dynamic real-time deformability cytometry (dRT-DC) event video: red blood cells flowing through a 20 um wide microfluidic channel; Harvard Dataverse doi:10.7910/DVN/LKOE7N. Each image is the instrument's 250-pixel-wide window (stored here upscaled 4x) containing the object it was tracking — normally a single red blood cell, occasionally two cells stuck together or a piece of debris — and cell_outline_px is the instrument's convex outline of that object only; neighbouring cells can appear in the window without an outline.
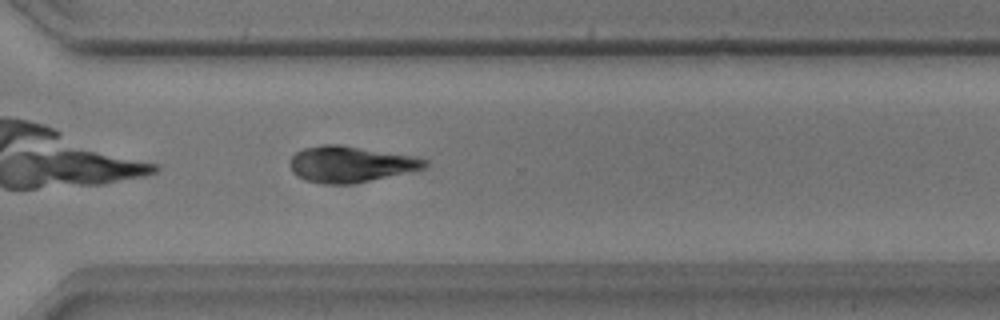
{"species": "common noctule bat (a hibernating species)", "species_latin": "Nyctalus noctula", "temperature_condition": "warm", "stored_images_in_passage": 26, "camera_frame_rate_fps": 3000, "um_per_image_px": 0.085, "animal": {"sex": "male", "body_mass_g": 17.9}, "frame": {"image": 1, "passage_image": 22, "time_ms": 7.0, "image_size_px": [1000, 320], "cell_outline_px": [[428, 168], [352, 184], [320, 184], [304, 180], [296, 176], [292, 172], [288, 164], [292, 156], [296, 152], [304, 148], [324, 144], [340, 144], [416, 156], [428, 160]], "centroid_in_image_um": [29.79, 13.95], "position_along_channel_um": 340.8, "area_um2": 28.84}, "authors_computed_cell_mechanics": {"area_um2": 28.1775, "velocity_mm_per_s": 3.8747, "shape_relaxation_time_tau1_ms": 4.539, "shape_relaxation_time_tau2_ms": 7.4645, "deformation_change_tau1": 0.116, "deformation_change_tau2": 0.1522}}